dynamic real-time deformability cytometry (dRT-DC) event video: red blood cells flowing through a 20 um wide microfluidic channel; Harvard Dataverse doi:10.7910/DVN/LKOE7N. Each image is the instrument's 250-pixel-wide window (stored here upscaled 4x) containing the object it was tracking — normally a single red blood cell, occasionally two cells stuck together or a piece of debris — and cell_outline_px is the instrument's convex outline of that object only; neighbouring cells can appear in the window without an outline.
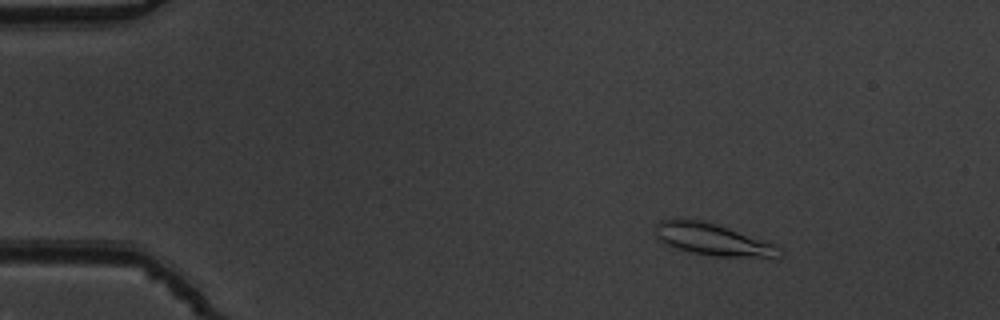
{"species": "common noctule bat (a hibernating species)", "species_latin": "Nyctalus noctula", "temperature_condition": "warm", "stored_images_in_passage": 49, "camera_frame_rate_fps": 3000, "um_per_image_px": 0.085, "animal": {"sex": "male", "body_mass_g": 19.5, "forearm_length_mm": 54.6}, "frame": {"image": 1, "passage_image": 4, "time_ms": 1.0, "image_size_px": [1000, 320], "cell_outline_px": [[772, 256], [712, 256], [692, 252], [676, 248], [664, 244], [656, 236], [656, 224], [660, 220], [704, 220], [728, 228], [772, 244]], "centroid_in_image_um": [60.34, 20.32], "position_along_channel_um": 24.7, "area_um2": 21.56}}
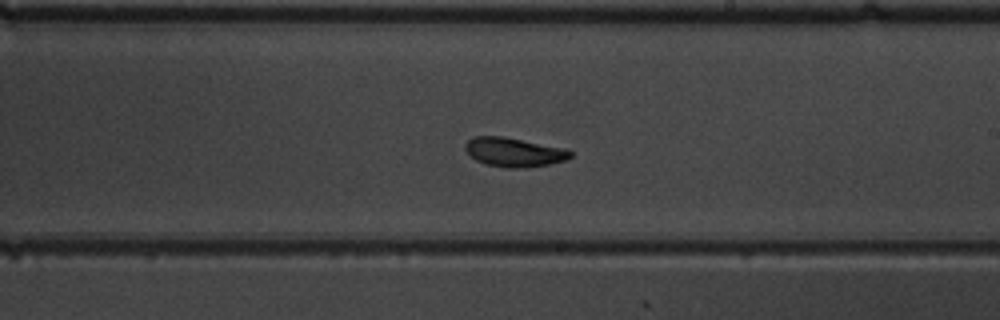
{"frame": {"image": 2, "passage_image": 28, "time_ms": 9.0, "image_size_px": [1000, 320], "cell_outline_px": [[572, 156], [564, 160], [552, 164], [516, 168], [508, 168], [488, 164], [476, 160], [464, 148], [464, 144], [472, 136], [504, 136], [568, 148], [572, 152]], "centroid_in_image_um": [43.72, 12.91], "position_along_channel_um": 245.3, "area_um2": 17.92}}
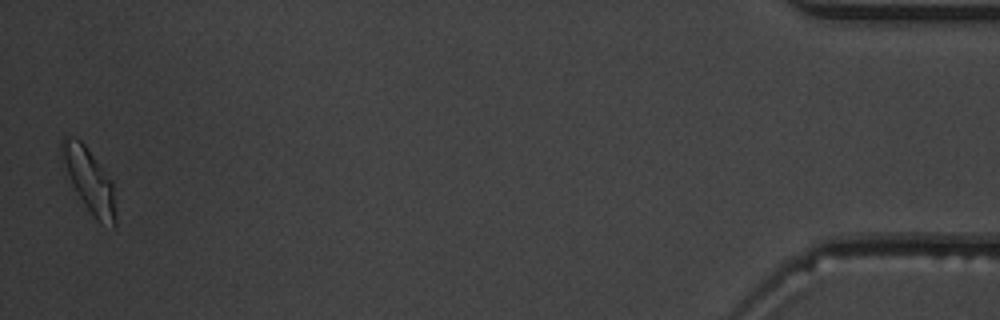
{"frame": {"image": 3, "passage_image": 49, "time_ms": 16.0, "image_size_px": [1000, 320], "cell_outline_px": [[116, 224], [112, 228], [100, 224], [96, 220], [84, 204], [72, 184], [60, 148], [60, 140], [64, 136], [76, 136], [84, 144], [112, 180], [116, 216]], "centroid_in_image_um": [7.62, 15.35], "position_along_channel_um": 427.6, "area_um2": 19.77}, "authors_computed_cell_mechanics": {"area_um2": 18.207, "velocity_mm_per_s": 3.8257, "shape_relaxation_time_tau1_ms": 2.5887, "shape_relaxation_time_tau2_ms": 3.2155, "deformation_change_tau1": 0.1139, "deformation_change_tau2": 0.09}}